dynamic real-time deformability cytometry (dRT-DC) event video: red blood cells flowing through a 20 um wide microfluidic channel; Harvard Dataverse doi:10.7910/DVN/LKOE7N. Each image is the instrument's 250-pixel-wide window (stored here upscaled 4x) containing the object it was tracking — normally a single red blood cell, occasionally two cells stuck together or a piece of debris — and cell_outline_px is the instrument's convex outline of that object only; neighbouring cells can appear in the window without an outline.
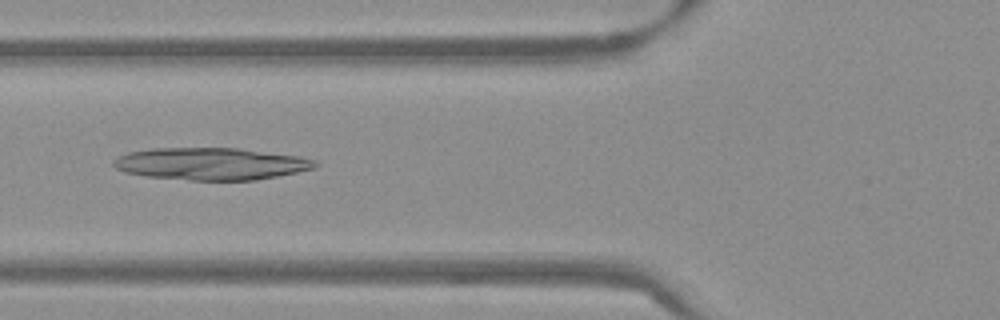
{"species": "Egyptian fruit bat (a non-hibernating species)", "species_latin": "Rousettus aegyptiacus", "temperature_condition": "warm", "stored_images_in_passage": 52, "camera_frame_rate_fps": 3000, "um_per_image_px": 0.085, "frame": {"image": 1, "passage_image": 20, "time_ms": 6.333, "image_size_px": [1000, 320], "cell_outline_px": [[320, 164], [316, 168], [256, 180], [188, 180], [148, 176], [124, 172], [116, 168], [112, 164], [112, 160], [116, 156], [128, 152], [152, 148], [240, 148], [300, 156], [316, 160]], "centroid_in_image_um": [17.94, 13.91], "position_along_channel_um": 107.9, "area_um2": 38.03}}
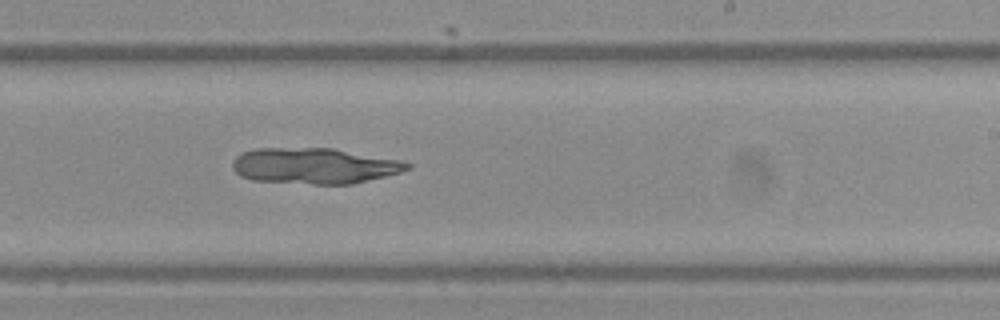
{"frame": {"image": 2, "passage_image": 32, "time_ms": 10.333, "image_size_px": [1000, 320], "cell_outline_px": [[412, 168], [400, 172], [352, 184], [312, 184], [252, 180], [240, 176], [232, 168], [232, 160], [236, 156], [244, 152], [256, 148], [332, 148], [400, 160], [412, 164]], "centroid_in_image_um": [26.7, 14.1], "position_along_channel_um": 262.3, "area_um2": 36.47}}
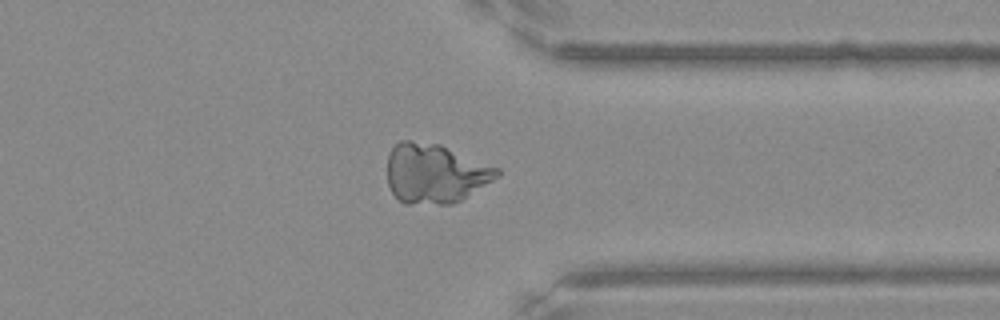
{"frame": {"image": 3, "passage_image": 41, "time_ms": 13.333, "image_size_px": [1000, 320], "cell_outline_px": [[500, 176], [460, 200], [452, 204], [404, 204], [392, 192], [388, 184], [388, 156], [392, 148], [400, 140], [412, 140], [440, 144], [500, 168]], "centroid_in_image_um": [36.99, 14.73], "position_along_channel_um": 374.4, "area_um2": 38.15}}